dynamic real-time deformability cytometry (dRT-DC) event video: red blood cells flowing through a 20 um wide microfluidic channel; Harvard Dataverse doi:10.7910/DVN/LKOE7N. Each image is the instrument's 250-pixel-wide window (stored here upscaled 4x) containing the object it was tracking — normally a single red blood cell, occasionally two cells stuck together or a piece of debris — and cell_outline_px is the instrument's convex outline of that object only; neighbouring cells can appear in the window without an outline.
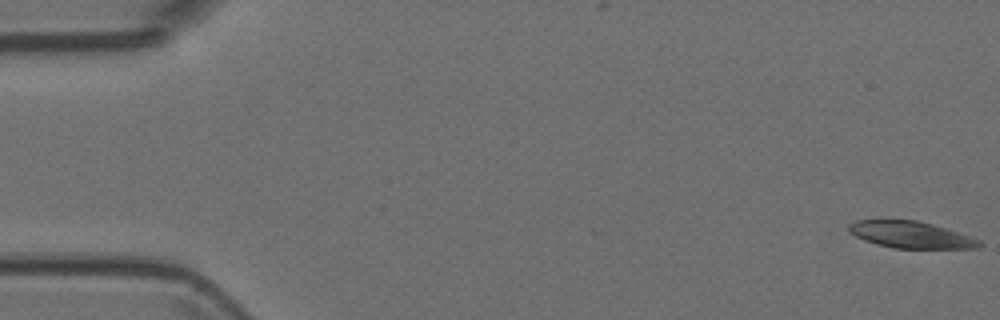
{"species": "Egyptian fruit bat (a non-hibernating species)", "species_latin": "Rousettus aegyptiacus", "temperature_condition": "room temperature", "stored_images_in_passage": 3, "camera_frame_rate_fps": 3000, "um_per_image_px": 0.085, "animal": {"sex": "female"}, "frame": {"image": 1, "passage_image": 1, "time_ms": 0.0, "image_size_px": [1000, 320], "cell_outline_px": [[984, 244], [980, 248], [892, 248], [876, 244], [864, 240], [856, 236], [848, 228], [848, 224], [856, 220], [916, 220], [932, 224], [980, 240]], "centroid_in_image_um": [77.41, 19.96], "position_along_channel_um": 7.6, "area_um2": 20.06}}